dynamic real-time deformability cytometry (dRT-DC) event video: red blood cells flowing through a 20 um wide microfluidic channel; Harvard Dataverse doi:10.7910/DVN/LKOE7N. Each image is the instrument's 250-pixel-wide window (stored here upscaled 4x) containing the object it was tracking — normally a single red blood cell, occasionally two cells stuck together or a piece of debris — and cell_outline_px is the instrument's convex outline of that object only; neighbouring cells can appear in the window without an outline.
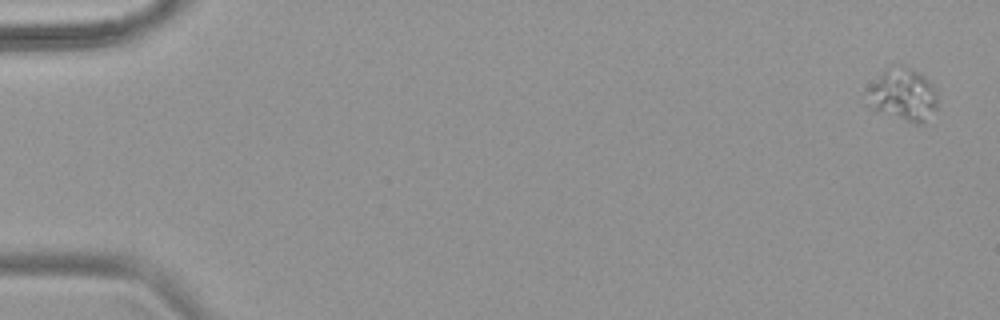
{"species": "common noctule bat (a hibernating species)", "species_latin": "Nyctalus noctula", "temperature_condition": "warm", "stored_images_in_passage": 54, "camera_frame_rate_fps": 3000, "um_per_image_px": 0.085, "animal": {"sex": "female", "body_mass_g": 18.4}, "frame": {"image": 1, "passage_image": 1, "time_ms": 0.0, "image_size_px": [1000, 320], "cell_outline_px": [[936, 108], [924, 124], [916, 124], [872, 108], [868, 104], [872, 84], [888, 68], [900, 64], [920, 72], [932, 84], [936, 92]], "centroid_in_image_um": [76.83, 8.05], "position_along_channel_um": 8.2, "area_um2": 20.81}}
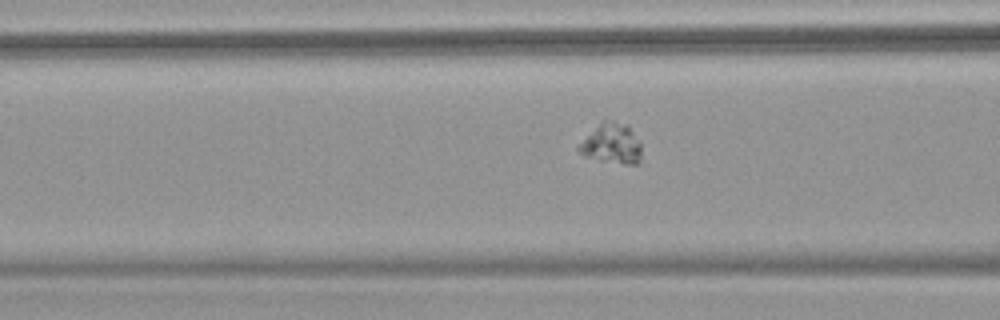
{"frame": {"image": 2, "passage_image": 22, "time_ms": 7.0, "image_size_px": [1000, 320], "cell_outline_px": [[640, 160], [636, 164], [624, 164], [600, 160], [584, 156], [576, 148], [604, 116], [628, 124], [640, 140]], "centroid_in_image_um": [52.0, 12.14], "position_along_channel_um": 114.6, "area_um2": 15.09}}
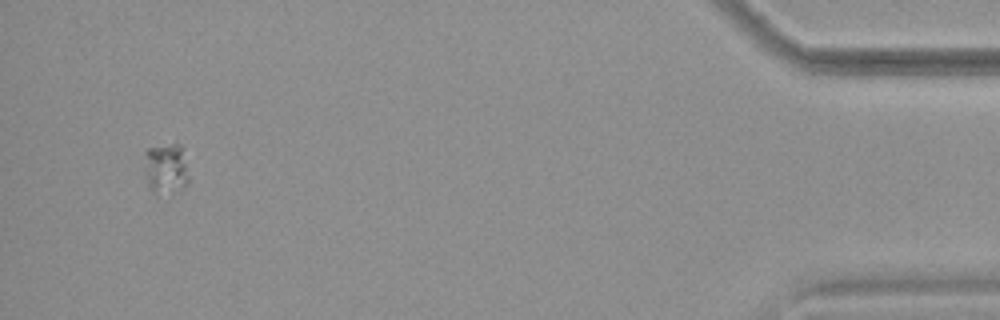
{"frame": {"image": 3, "passage_image": 52, "time_ms": 17.0, "image_size_px": [1000, 320], "cell_outline_px": [[188, 184], [184, 188], [152, 188], [148, 184], [144, 152], [148, 148], [172, 144], [180, 144], [188, 176]], "centroid_in_image_um": [14.12, 14.2], "position_along_channel_um": 421.1, "area_um2": 11.85}}